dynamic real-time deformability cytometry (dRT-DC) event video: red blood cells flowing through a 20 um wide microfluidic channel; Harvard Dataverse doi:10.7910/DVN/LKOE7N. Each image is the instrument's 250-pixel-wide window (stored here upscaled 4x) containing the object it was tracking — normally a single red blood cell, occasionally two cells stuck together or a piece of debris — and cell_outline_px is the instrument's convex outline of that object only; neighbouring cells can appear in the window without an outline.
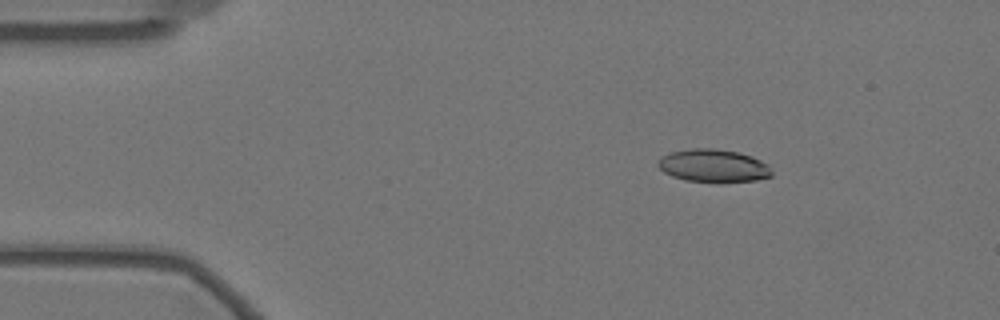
{"species": "Egyptian fruit bat (a non-hibernating species)", "species_latin": "Rousettus aegyptiacus", "temperature_condition": "warm", "stored_images_in_passage": 55, "camera_frame_rate_fps": 3000, "um_per_image_px": 0.085, "animal": {"sex": "female"}, "frame": {"image": 1, "passage_image": 6, "time_ms": 1.667, "image_size_px": [1000, 320], "cell_outline_px": [[772, 176], [756, 180], [684, 180], [672, 176], [664, 172], [656, 164], [656, 160], [660, 156], [672, 152], [692, 148], [712, 148], [736, 152], [752, 156], [768, 164], [772, 172]], "centroid_in_image_um": [60.6, 14.05], "position_along_channel_um": 24.4, "area_um2": 21.27}}
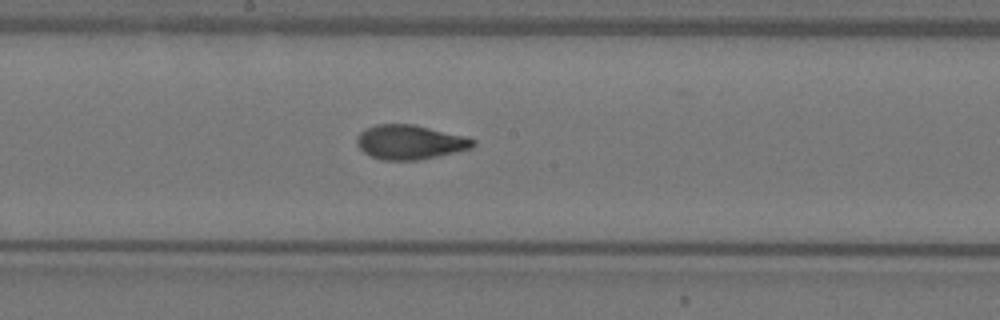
{"frame": {"image": 2, "passage_image": 28, "time_ms": 9.0, "image_size_px": [1000, 320], "cell_outline_px": [[476, 144], [472, 148], [436, 156], [416, 160], [384, 160], [372, 156], [364, 152], [356, 144], [356, 136], [360, 132], [376, 124], [412, 124], [468, 136], [476, 140]], "centroid_in_image_um": [34.86, 12.07], "position_along_channel_um": 213.3, "area_um2": 23.24}}
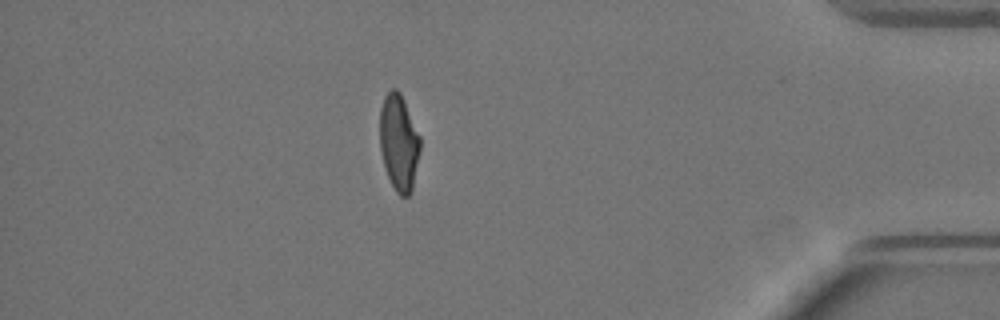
{"frame": {"image": 3, "passage_image": 48, "time_ms": 15.667, "image_size_px": [1000, 320], "cell_outline_px": [[420, 152], [412, 188], [408, 196], [400, 196], [396, 192], [384, 168], [380, 148], [380, 108], [384, 96], [392, 88], [396, 88], [400, 92], [404, 100], [420, 136]], "centroid_in_image_um": [33.9, 12.1], "position_along_channel_um": 401.3, "area_um2": 22.66}, "authors_computed_cell_mechanics": {"area_um2": 22.831, "velocity_mm_per_s": 3.4757, "shape_relaxation_time_tau1_ms": 6.3243, "shape_relaxation_time_tau2_ms": 1.3231, "deformation_change_tau1": 0.2126, "deformation_change_tau2": 0.0732}}